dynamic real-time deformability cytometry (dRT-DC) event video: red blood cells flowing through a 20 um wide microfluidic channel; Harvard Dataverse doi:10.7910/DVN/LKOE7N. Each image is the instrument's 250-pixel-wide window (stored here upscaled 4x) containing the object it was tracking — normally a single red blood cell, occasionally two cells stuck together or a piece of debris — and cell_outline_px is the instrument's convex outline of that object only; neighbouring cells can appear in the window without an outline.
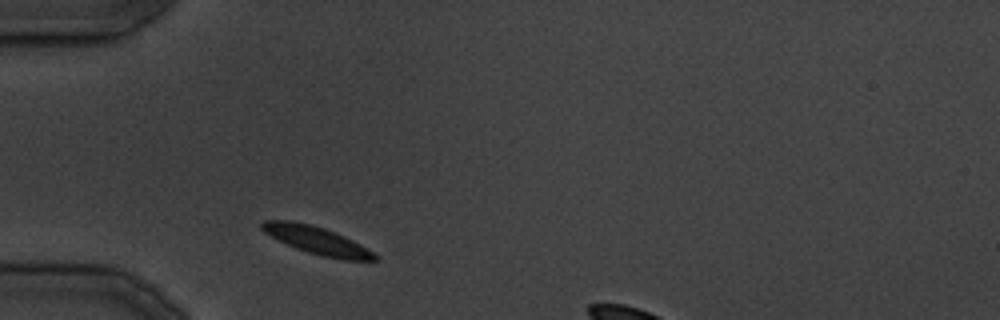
{"species": "common noctule bat (a hibernating species)", "species_latin": "Nyctalus noctula", "temperature_condition": "cold", "stored_images_in_passage": 1, "camera_frame_rate_fps": 3000, "um_per_image_px": 0.085, "animal": {"sex": "male", "body_mass_g": 19.5, "forearm_length_mm": 54.6}, "frame": {"image": 1, "passage_image": 1, "time_ms": 0.0, "image_size_px": [1000, 320], "cell_outline_px": [[380, 260], [344, 260], [324, 256], [308, 252], [296, 248], [264, 232], [260, 228], [260, 224], [264, 220], [292, 220], [312, 224], [324, 228], [344, 236], [360, 244], [380, 256]], "centroid_in_image_um": [26.96, 20.42], "position_along_channel_um": 58.0, "area_um2": 18.09}}